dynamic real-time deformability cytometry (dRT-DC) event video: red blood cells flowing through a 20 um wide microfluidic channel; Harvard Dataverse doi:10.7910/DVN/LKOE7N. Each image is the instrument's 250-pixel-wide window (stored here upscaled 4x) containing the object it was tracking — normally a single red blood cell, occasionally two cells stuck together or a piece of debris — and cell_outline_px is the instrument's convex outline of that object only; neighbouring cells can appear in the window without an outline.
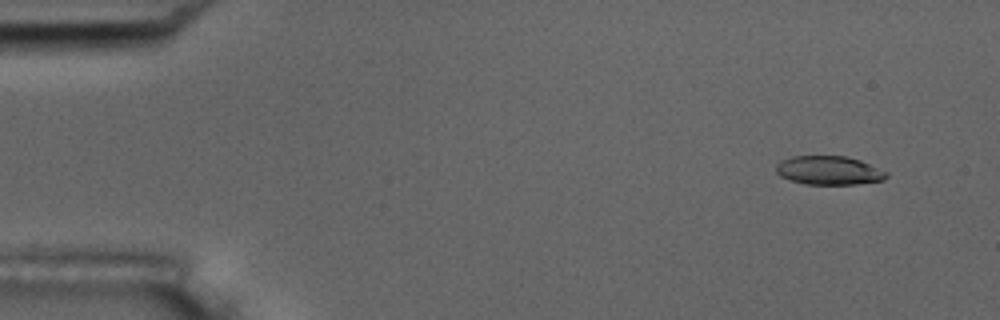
{"species": "common noctule bat (a hibernating species)", "species_latin": "Nyctalus noctula", "temperature_condition": "room temperature", "stored_images_in_passage": 5, "camera_frame_rate_fps": 3000, "um_per_image_px": 0.085, "animal": {"sex": "male", "body_mass_g": 17.5, "forearm_length_mm": 52.3}, "frame": {"image": 1, "passage_image": 1, "time_ms": 0.0, "image_size_px": [1000, 320], "cell_outline_px": [[888, 176], [884, 180], [856, 184], [804, 184], [780, 176], [776, 172], [776, 164], [780, 160], [792, 156], [844, 156], [860, 160], [888, 172]], "centroid_in_image_um": [70.45, 14.48], "position_along_channel_um": 14.5, "area_um2": 18.5}}
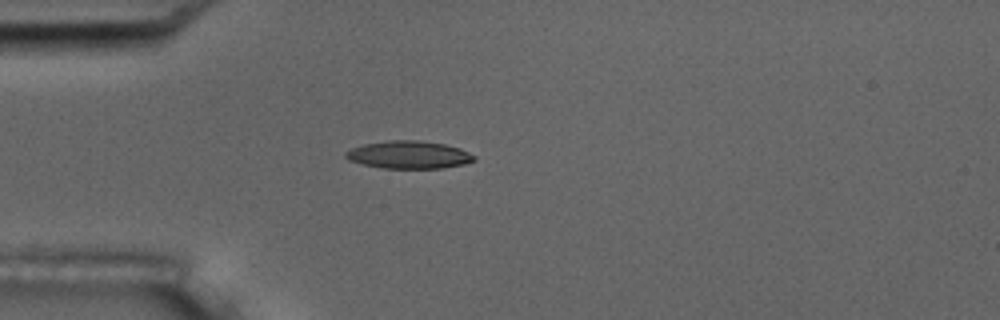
{"frame": {"image": 2, "passage_image": 4, "time_ms": 3.667, "image_size_px": [1000, 320], "cell_outline_px": [[476, 160], [464, 164], [440, 168], [384, 168], [364, 164], [348, 160], [344, 156], [344, 152], [352, 148], [364, 144], [388, 140], [416, 140], [444, 144], [460, 148], [476, 156]], "centroid_in_image_um": [34.75, 13.15], "position_along_channel_um": 50.3, "area_um2": 20.63}}